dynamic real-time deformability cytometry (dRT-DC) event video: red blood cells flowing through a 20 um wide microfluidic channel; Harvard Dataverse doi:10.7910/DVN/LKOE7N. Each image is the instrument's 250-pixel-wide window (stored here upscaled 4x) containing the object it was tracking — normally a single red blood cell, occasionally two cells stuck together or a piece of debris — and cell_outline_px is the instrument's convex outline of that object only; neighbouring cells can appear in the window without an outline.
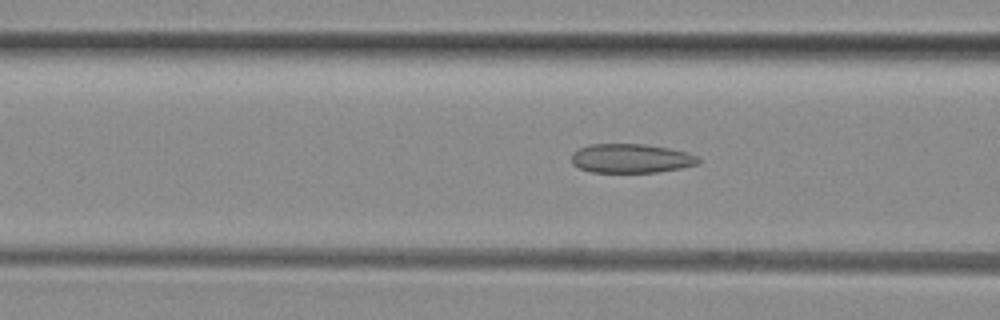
{"species": "common noctule bat (a hibernating species)", "species_latin": "Nyctalus noctula", "temperature_condition": "room temperature", "stored_images_in_passage": 5, "camera_frame_rate_fps": 3000, "um_per_image_px": 0.085, "animal": {"sex": "female", "body_mass_g": 29.2, "forearm_length_mm": 56.3}, "frame": {"image": 1, "passage_image": 3, "time_ms": 4.0, "image_size_px": [1000, 320], "cell_outline_px": [[700, 164], [660, 172], [592, 172], [580, 168], [572, 164], [572, 152], [580, 148], [592, 144], [644, 144], [668, 148], [688, 152], [696, 156], [700, 160]], "centroid_in_image_um": [53.66, 13.46], "position_along_channel_um": 112.9, "area_um2": 21.5}}
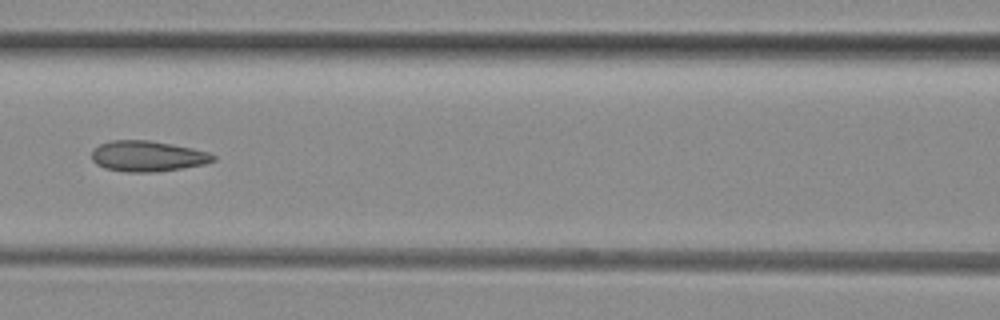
{"frame": {"image": 2, "passage_image": 4, "time_ms": 5.0, "image_size_px": [1000, 320], "cell_outline_px": [[216, 160], [204, 164], [156, 172], [124, 172], [104, 168], [96, 164], [92, 160], [92, 148], [100, 144], [112, 140], [148, 140], [192, 148], [208, 152], [216, 156]], "centroid_in_image_um": [12.51, 13.28], "position_along_channel_um": 154.1, "area_um2": 21.73}}
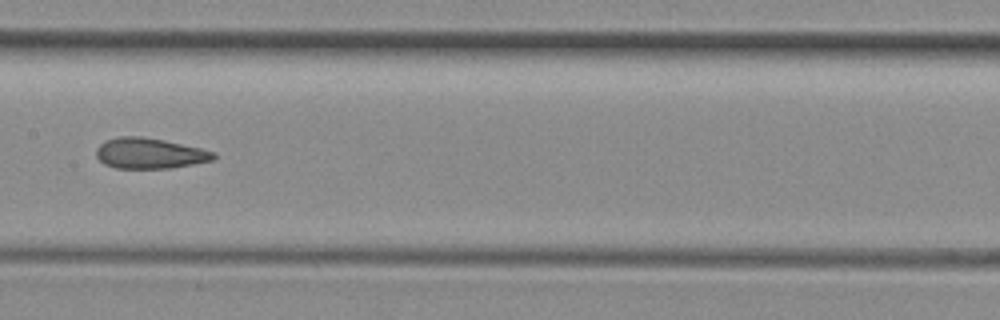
{"frame": {"image": 3, "passage_image": 5, "time_ms": 6.0, "image_size_px": [1000, 320], "cell_outline_px": [[216, 156], [212, 160], [172, 168], [116, 168], [104, 164], [96, 156], [96, 148], [100, 144], [108, 140], [120, 136], [140, 136], [164, 140], [200, 148], [216, 152]], "centroid_in_image_um": [12.71, 13.03], "position_along_channel_um": 194.7, "area_um2": 20.81}}